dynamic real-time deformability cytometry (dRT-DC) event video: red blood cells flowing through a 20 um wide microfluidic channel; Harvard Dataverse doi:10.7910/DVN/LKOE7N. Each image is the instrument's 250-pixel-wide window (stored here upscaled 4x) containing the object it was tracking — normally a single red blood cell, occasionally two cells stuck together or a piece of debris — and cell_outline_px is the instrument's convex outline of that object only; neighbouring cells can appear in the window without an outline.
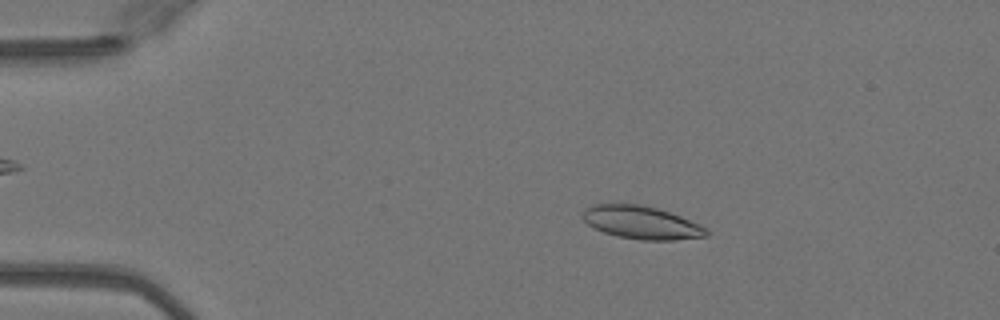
{"species": "Egyptian fruit bat (a non-hibernating species)", "species_latin": "Rousettus aegyptiacus", "temperature_condition": "warm", "stored_images_in_passage": 50, "camera_frame_rate_fps": 3000, "um_per_image_px": 0.085, "animal": {"sex": "female"}, "frame": {"image": 1, "passage_image": 9, "time_ms": 2.667, "image_size_px": [1000, 320], "cell_outline_px": [[708, 236], [676, 240], [640, 240], [616, 236], [604, 232], [588, 224], [580, 216], [588, 208], [596, 204], [640, 204], [656, 208], [680, 216], [700, 224], [708, 228]], "centroid_in_image_um": [54.56, 18.93], "position_along_channel_um": 30.4, "area_um2": 23.64}}
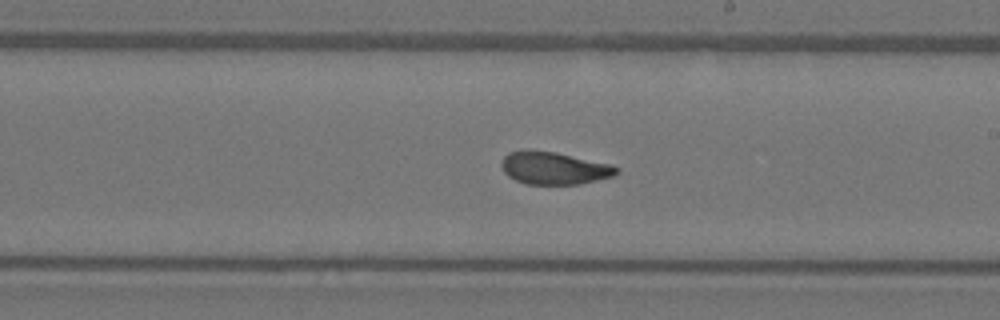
{"frame": {"image": 2, "passage_image": 29, "time_ms": 9.333, "image_size_px": [1000, 320], "cell_outline_px": [[620, 172], [612, 176], [580, 184], [528, 184], [516, 180], [508, 176], [504, 172], [500, 164], [500, 160], [508, 152], [556, 152], [612, 164], [620, 168]], "centroid_in_image_um": [47.14, 14.31], "position_along_channel_um": 241.9, "area_um2": 21.5}}
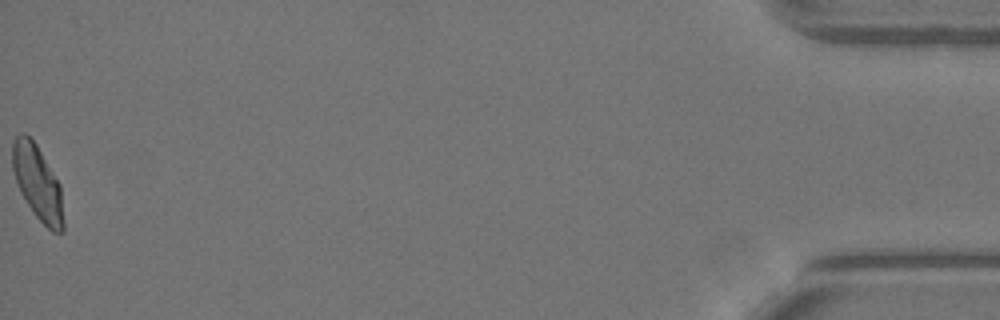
{"frame": {"image": 3, "passage_image": 50, "time_ms": 16.333, "image_size_px": [1000, 320], "cell_outline_px": [[64, 232], [52, 232], [36, 216], [20, 192], [12, 168], [12, 140], [20, 132], [24, 132], [36, 144], [60, 184], [64, 220]], "centroid_in_image_um": [3.19, 15.53], "position_along_channel_um": 432.0, "area_um2": 22.08}, "authors_computed_cell_mechanics": {"area_um2": 22.4264, "velocity_mm_per_s": 4.076, "shape_relaxation_time_tau1_ms": 6.7509, "shape_relaxation_time_tau2_ms": 0.9281, "deformation_change_tau1": 0.206, "deformation_change_tau2": 0.0638}}